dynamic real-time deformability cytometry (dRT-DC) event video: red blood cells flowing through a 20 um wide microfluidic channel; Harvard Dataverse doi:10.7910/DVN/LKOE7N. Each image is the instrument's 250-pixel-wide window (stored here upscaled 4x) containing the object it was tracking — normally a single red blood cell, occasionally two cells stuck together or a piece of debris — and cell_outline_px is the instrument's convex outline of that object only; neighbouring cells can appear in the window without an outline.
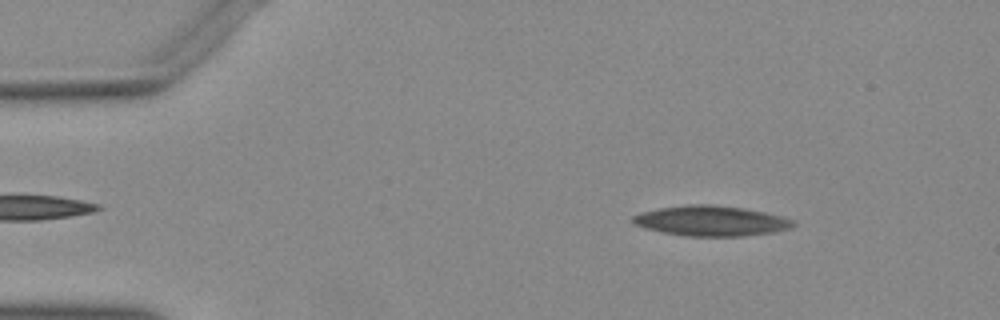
{"species": "Egyptian fruit bat (a non-hibernating species)", "species_latin": "Rousettus aegyptiacus", "temperature_condition": "warm", "stored_images_in_passage": 39, "camera_frame_rate_fps": 3000, "um_per_image_px": 0.085, "animal": {"sex": "female"}, "frame": {"image": 1, "passage_image": 3, "time_ms": 0.667, "image_size_px": [1000, 320], "cell_outline_px": [[796, 224], [792, 228], [772, 232], [744, 236], [688, 236], [664, 232], [644, 228], [632, 224], [632, 216], [640, 212], [656, 208], [688, 204], [712, 204], [744, 208], [784, 216], [796, 220]], "centroid_in_image_um": [60.45, 18.76], "position_along_channel_um": 24.5, "area_um2": 28.55}}
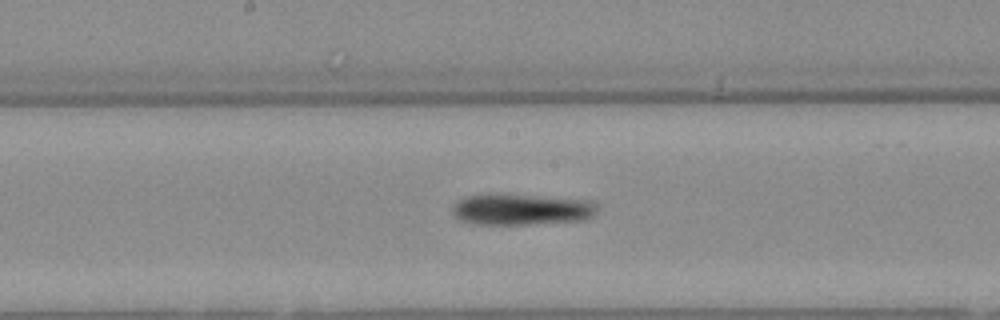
{"frame": {"image": 2, "passage_image": 23, "time_ms": 7.333, "image_size_px": [1000, 320], "cell_outline_px": [[596, 212], [592, 216], [584, 220], [528, 224], [480, 224], [460, 220], [452, 212], [452, 208], [460, 200], [468, 196], [488, 192], [492, 192], [592, 200], [596, 204]], "centroid_in_image_um": [44.33, 17.77], "position_along_channel_um": 203.9, "area_um2": 26.59}}
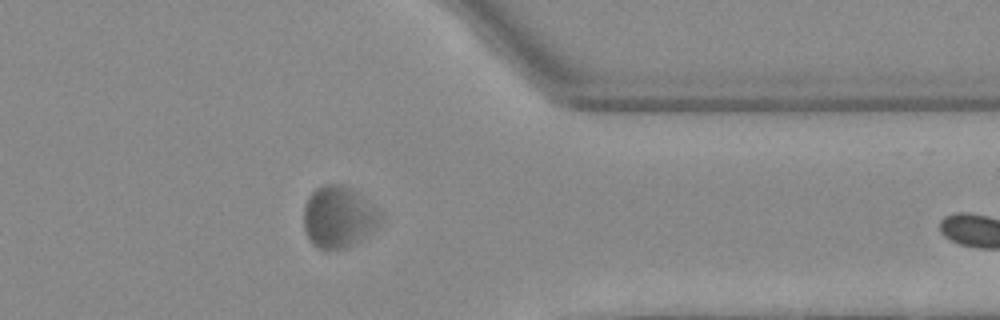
{"frame": {"image": 3, "passage_image": 38, "time_ms": 12.333, "image_size_px": [1000, 320], "cell_outline_px": [[384, 220], [368, 236], [348, 248], [320, 248], [312, 244], [304, 228], [304, 208], [308, 196], [316, 188], [324, 184], [340, 184], [352, 188], [380, 212], [384, 216]], "centroid_in_image_um": [28.81, 18.44], "position_along_channel_um": 382.6, "area_um2": 27.63}}